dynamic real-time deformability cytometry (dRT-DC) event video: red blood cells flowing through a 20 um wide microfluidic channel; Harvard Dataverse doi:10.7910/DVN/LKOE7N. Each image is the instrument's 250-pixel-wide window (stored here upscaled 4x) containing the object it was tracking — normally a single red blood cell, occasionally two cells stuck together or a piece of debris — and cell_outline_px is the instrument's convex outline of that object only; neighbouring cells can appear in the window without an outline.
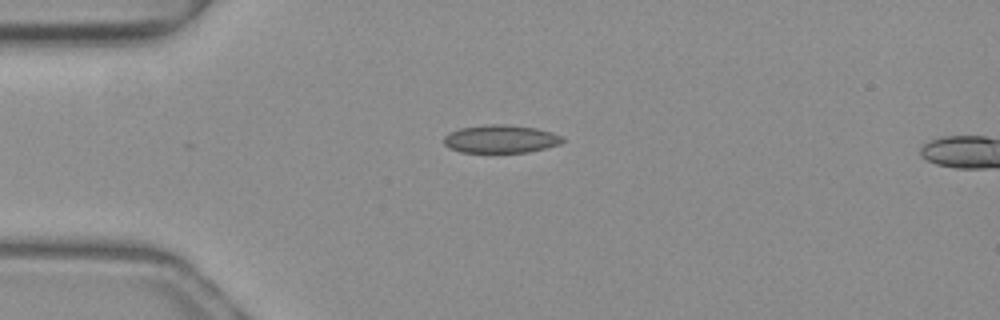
{"species": "common noctule bat (a hibernating species)", "species_latin": "Nyctalus noctula", "temperature_condition": "warm", "stored_images_in_passage": 14, "camera_frame_rate_fps": 3000, "um_per_image_px": 0.085, "animal": {"sex": "female", "body_mass_g": 19.3, "forearm_length_mm": 54.1}, "frame": {"image": 1, "passage_image": 12, "time_ms": 3.667, "image_size_px": [1000, 320], "cell_outline_px": [[564, 140], [560, 144], [528, 152], [460, 152], [448, 148], [444, 144], [444, 136], [448, 132], [460, 128], [488, 124], [504, 124], [536, 128], [552, 132], [564, 136]], "centroid_in_image_um": [42.54, 11.81], "position_along_channel_um": 42.5, "area_um2": 19.48}}